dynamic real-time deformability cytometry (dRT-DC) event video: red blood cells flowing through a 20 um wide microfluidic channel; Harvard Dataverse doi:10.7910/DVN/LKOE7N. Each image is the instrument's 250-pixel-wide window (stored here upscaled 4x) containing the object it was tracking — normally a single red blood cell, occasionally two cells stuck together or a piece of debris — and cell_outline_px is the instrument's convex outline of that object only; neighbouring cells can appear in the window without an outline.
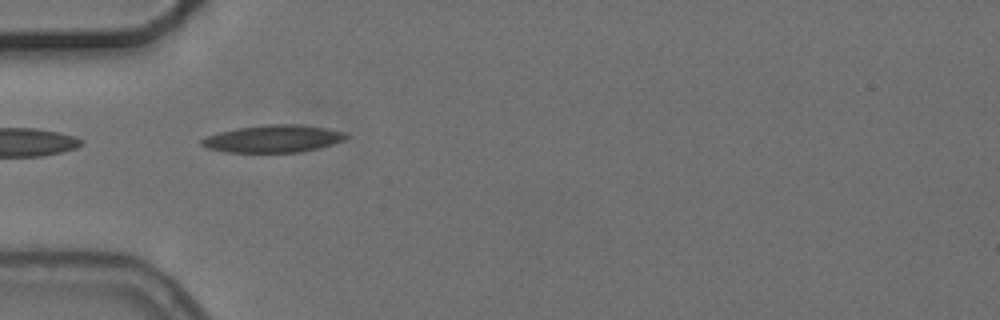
{"species": "common noctule bat (a hibernating species)", "species_latin": "Nyctalus noctula", "temperature_condition": "cold", "stored_images_in_passage": 2, "camera_frame_rate_fps": 3000, "um_per_image_px": 0.085, "animal": {"sex": "female", "body_mass_g": 24.6, "forearm_length_mm": 56.2}, "frame": {"image": 1, "passage_image": 1, "time_ms": 0.0, "image_size_px": [1000, 320], "cell_outline_px": [[348, 136], [344, 140], [332, 144], [300, 152], [228, 152], [208, 148], [200, 144], [200, 140], [208, 136], [220, 132], [236, 128], [268, 124], [300, 124], [328, 128], [344, 132]], "centroid_in_image_um": [23.23, 11.78], "position_along_channel_um": 61.8, "area_um2": 22.89}}
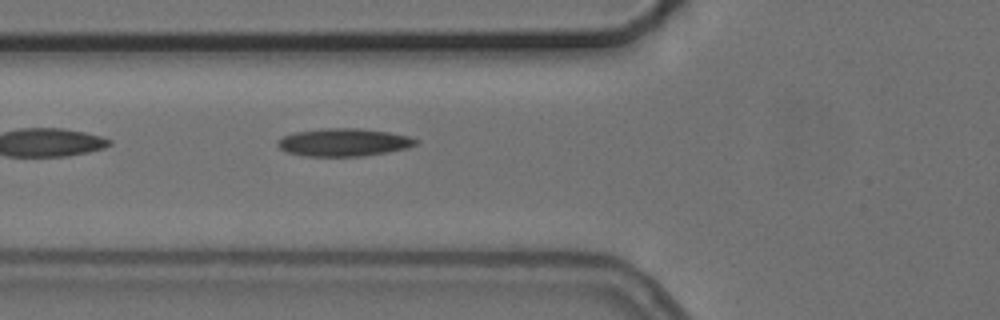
{"frame": {"image": 2, "passage_image": 2, "time_ms": 1.0, "image_size_px": [1000, 320], "cell_outline_px": [[420, 140], [416, 144], [408, 148], [388, 152], [364, 156], [304, 156], [284, 152], [276, 144], [276, 140], [292, 132], [320, 128], [360, 128], [388, 132], [408, 136]], "centroid_in_image_um": [29.18, 12.09], "position_along_channel_um": 96.6, "area_um2": 22.72}}